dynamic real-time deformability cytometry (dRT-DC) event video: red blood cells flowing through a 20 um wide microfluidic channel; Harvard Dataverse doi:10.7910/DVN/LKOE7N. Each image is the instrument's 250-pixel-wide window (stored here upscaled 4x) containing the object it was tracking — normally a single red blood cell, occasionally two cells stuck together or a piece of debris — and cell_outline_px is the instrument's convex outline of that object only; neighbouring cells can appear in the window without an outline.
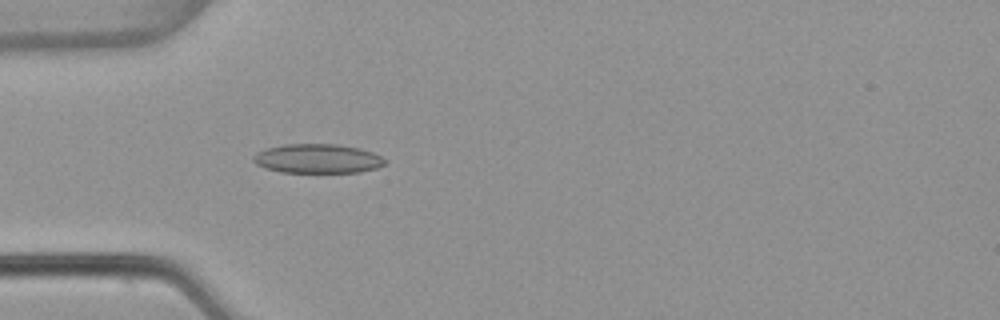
{"species": "common noctule bat (a hibernating species)", "species_latin": "Nyctalus noctula", "temperature_condition": "warm", "stored_images_in_passage": 5, "camera_frame_rate_fps": 3000, "um_per_image_px": 0.085, "animal": {"sex": "female", "body_mass_g": 22.7, "forearm_length_mm": 54.2}, "frame": {"image": 1, "passage_image": 5, "time_ms": 1.333, "image_size_px": [1000, 320], "cell_outline_px": [[388, 160], [384, 164], [376, 168], [360, 172], [280, 172], [264, 168], [256, 164], [252, 160], [252, 156], [256, 152], [268, 148], [284, 144], [336, 144], [360, 148], [372, 152]], "centroid_in_image_um": [26.98, 13.48], "position_along_channel_um": 58.0, "area_um2": 22.48}}